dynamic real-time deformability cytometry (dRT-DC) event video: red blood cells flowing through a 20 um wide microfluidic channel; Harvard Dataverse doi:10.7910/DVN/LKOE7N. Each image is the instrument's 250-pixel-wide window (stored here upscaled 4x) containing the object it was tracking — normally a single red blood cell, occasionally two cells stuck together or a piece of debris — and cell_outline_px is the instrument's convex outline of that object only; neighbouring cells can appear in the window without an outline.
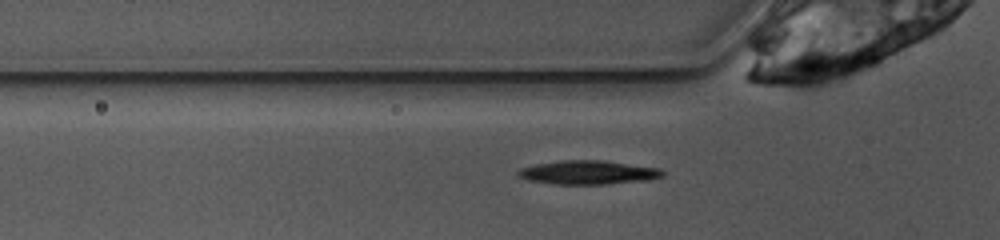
{"species": "common noctule bat (a hibernating species)", "species_latin": "Nyctalus noctula", "temperature_condition": "warm", "stored_images_in_passage": 39, "camera_frame_rate_fps": 3000, "um_per_image_px": 0.085, "animal": {"sex": "female", "body_mass_g": 10.0, "forearm_length_mm": 53.1}, "frame": {"image": 1, "passage_image": 3, "time_ms": 0.667, "image_size_px": [1000, 240], "cell_outline_px": [[664, 176], [648, 180], [608, 184], [556, 184], [528, 180], [516, 176], [516, 172], [520, 168], [536, 164], [560, 160], [600, 160], [660, 168], [664, 172]], "centroid_in_image_um": [49.97, 14.66], "position_along_channel_um": 75.8, "area_um2": 20.11}}
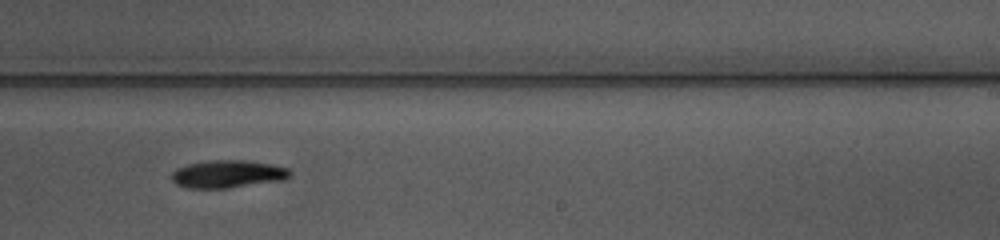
{"frame": {"image": 2, "passage_image": 18, "time_ms": 5.667, "image_size_px": [1000, 240], "cell_outline_px": [[292, 176], [284, 180], [228, 188], [188, 188], [176, 184], [172, 180], [172, 172], [176, 168], [188, 164], [212, 160], [244, 160], [272, 164], [288, 168], [292, 172]], "centroid_in_image_um": [19.39, 14.79], "position_along_channel_um": 269.6, "area_um2": 19.19}}
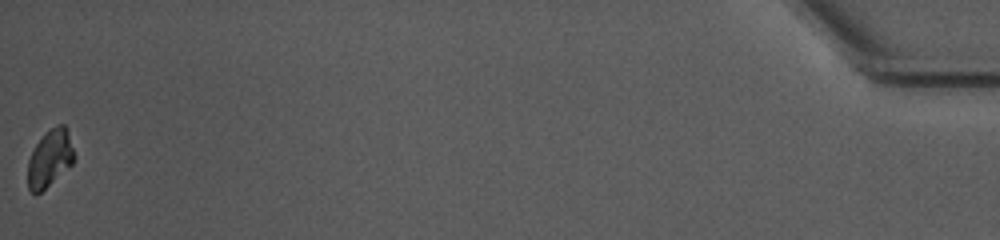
{"frame": {"image": 3, "passage_image": 39, "time_ms": 12.667, "image_size_px": [1000, 240], "cell_outline_px": [[76, 156], [72, 164], [36, 196], [28, 188], [28, 160], [36, 144], [44, 132], [48, 128], [56, 124], [64, 124]], "centroid_in_image_um": [4.23, 13.44], "position_along_channel_um": 431.0, "area_um2": 15.43}, "authors_computed_cell_mechanics": {"area_um2": 18.0336, "velocity_mm_per_s": 3.8524, "shape_relaxation_time_tau1_ms": 2.5045, "shape_relaxation_time_tau2_ms": null, "deformation_change_tau1": 0.0925, "deformation_change_tau2": null}}